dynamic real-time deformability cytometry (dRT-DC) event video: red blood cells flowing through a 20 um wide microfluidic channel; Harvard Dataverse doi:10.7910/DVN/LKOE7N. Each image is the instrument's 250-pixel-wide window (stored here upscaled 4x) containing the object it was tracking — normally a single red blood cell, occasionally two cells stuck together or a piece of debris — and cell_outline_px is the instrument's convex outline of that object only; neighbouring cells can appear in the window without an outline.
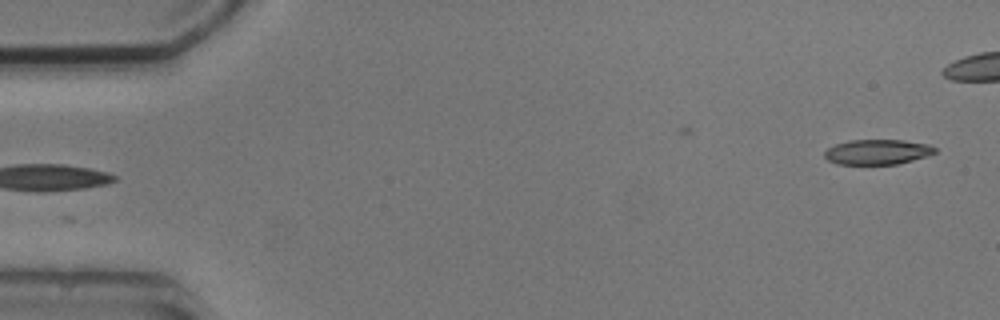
{"species": "common noctule bat (a hibernating species)", "species_latin": "Nyctalus noctula", "temperature_condition": "cold", "stored_images_in_passage": 3, "segment_of_instrument_passage": [2, 2], "camera_frame_rate_fps": 3000, "um_per_image_px": 0.085, "animal": {"sex": "male", "body_mass_g": 20.5, "forearm_length_mm": 52.5}, "frame": {"image": 1, "passage_image": 3, "time_ms": 3.0, "image_size_px": [1000, 320], "cell_outline_px": [[936, 152], [928, 156], [896, 164], [836, 164], [828, 160], [824, 156], [824, 152], [828, 148], [836, 144], [848, 140], [904, 140], [928, 144], [936, 148]], "centroid_in_image_um": [74.58, 12.91], "position_along_channel_um": 10.4, "area_um2": 16.13}}